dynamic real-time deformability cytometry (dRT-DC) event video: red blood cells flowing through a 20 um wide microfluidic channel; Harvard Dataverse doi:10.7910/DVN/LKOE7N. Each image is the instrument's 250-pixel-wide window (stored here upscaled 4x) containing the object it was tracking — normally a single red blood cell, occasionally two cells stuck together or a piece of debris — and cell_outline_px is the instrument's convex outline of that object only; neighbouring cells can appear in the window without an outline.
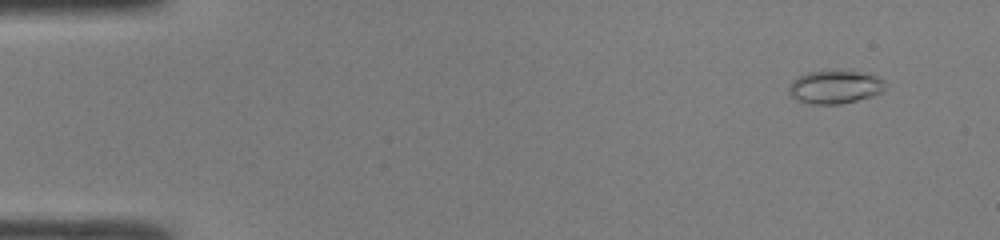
{"species": "common noctule bat (a hibernating species)", "species_latin": "Nyctalus noctula", "temperature_condition": "room temperature", "stored_images_in_passage": 47, "camera_frame_rate_fps": 3000, "um_per_image_px": 0.085, "animal": {"sex": "male", "body_mass_g": 19.0, "forearm_length_mm": 50.8}, "frame": {"image": 1, "passage_image": 3, "time_ms": 0.667, "image_size_px": [1000, 240], "cell_outline_px": [[888, 84], [880, 92], [872, 96], [840, 104], [812, 104], [796, 100], [788, 92], [788, 88], [792, 80], [808, 72], [856, 72], [876, 76], [884, 80]], "centroid_in_image_um": [70.96, 7.42], "position_along_channel_um": 14.0, "area_um2": 18.26}}
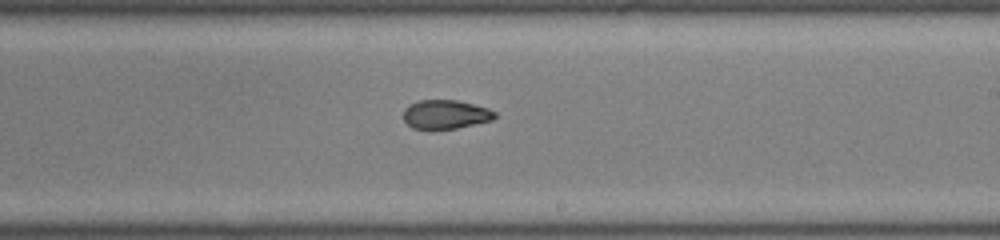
{"frame": {"image": 2, "passage_image": 28, "time_ms": 9.0, "image_size_px": [1000, 240], "cell_outline_px": [[496, 116], [492, 120], [456, 128], [432, 132], [428, 132], [412, 128], [404, 120], [404, 108], [420, 100], [456, 100], [488, 108], [496, 112]], "centroid_in_image_um": [37.84, 9.77], "position_along_channel_um": 251.2, "area_um2": 15.78}}
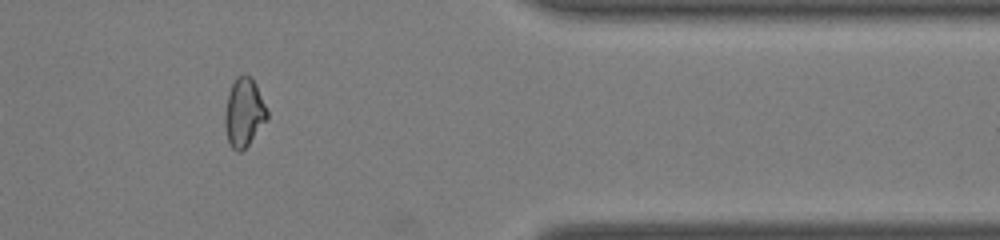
{"frame": {"image": 3, "passage_image": 39, "time_ms": 12.667, "image_size_px": [1000, 240], "cell_outline_px": [[268, 116], [248, 144], [240, 152], [236, 152], [228, 144], [224, 124], [224, 112], [228, 92], [236, 76], [244, 72], [252, 76], [256, 84], [268, 112]], "centroid_in_image_um": [20.7, 9.51], "position_along_channel_um": 390.7, "area_um2": 16.99}, "authors_computed_cell_mechanics": {"area_um2": 16.9354, "velocity_mm_per_s": 4.3252, "shape_relaxation_time_tau1_ms": null, "shape_relaxation_time_tau2_ms": 2.1963, "deformation_change_tau1": null, "deformation_change_tau2": 0.0775}}